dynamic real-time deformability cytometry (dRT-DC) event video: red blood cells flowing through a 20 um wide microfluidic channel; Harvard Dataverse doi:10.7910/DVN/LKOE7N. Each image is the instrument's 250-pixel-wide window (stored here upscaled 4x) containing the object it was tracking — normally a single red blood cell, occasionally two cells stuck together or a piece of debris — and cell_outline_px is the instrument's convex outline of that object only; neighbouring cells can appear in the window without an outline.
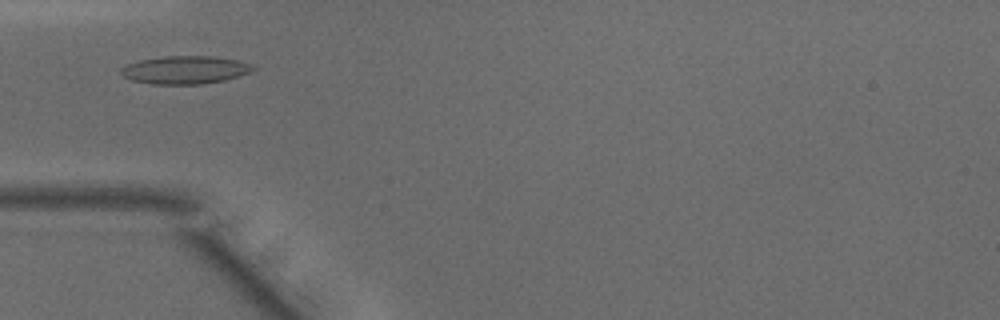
{"species": "common noctule bat (a hibernating species)", "species_latin": "Nyctalus noctula", "temperature_condition": "warm", "stored_images_in_passage": 39, "camera_frame_rate_fps": 3000, "um_per_image_px": 0.085, "animal": {"sex": "male", "body_mass_g": 15.6}, "frame": {"image": 1, "passage_image": 6, "time_ms": 1.667, "image_size_px": [1000, 320], "cell_outline_px": [[256, 68], [252, 72], [224, 80], [200, 84], [152, 84], [132, 80], [124, 76], [120, 72], [120, 68], [128, 64], [140, 60], [164, 56], [212, 56], [236, 60], [252, 64]], "centroid_in_image_um": [15.74, 5.94], "position_along_channel_um": 69.3, "area_um2": 21.44}}
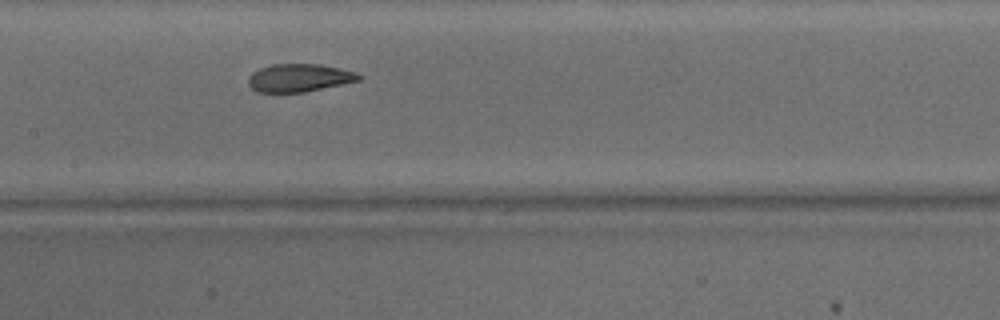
{"frame": {"image": 2, "passage_image": 14, "time_ms": 4.333, "image_size_px": [1000, 320], "cell_outline_px": [[364, 76], [360, 80], [344, 84], [304, 92], [256, 92], [248, 84], [248, 76], [252, 72], [260, 68], [272, 64], [324, 64], [356, 72]], "centroid_in_image_um": [25.45, 6.61], "position_along_channel_um": 181.9, "area_um2": 18.21}}
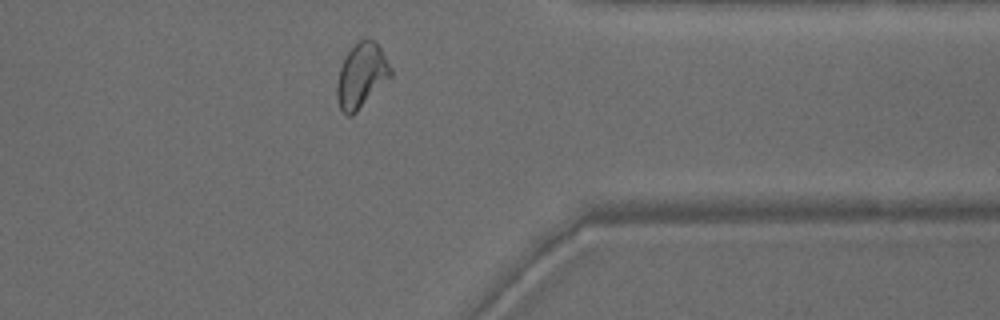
{"frame": {"image": 3, "passage_image": 29, "time_ms": 9.333, "image_size_px": [1000, 320], "cell_outline_px": [[392, 76], [352, 116], [348, 116], [340, 108], [336, 100], [336, 84], [340, 68], [348, 52], [360, 40], [368, 36], [380, 48], [392, 68]], "centroid_in_image_um": [30.72, 6.43], "position_along_channel_um": 380.7, "area_um2": 20.06}, "authors_computed_cell_mechanics": {"area_um2": 19.8832, "velocity_mm_per_s": 4.1859, "shape_relaxation_time_tau1_ms": 6.2088, "shape_relaxation_time_tau2_ms": 0.7831, "deformation_change_tau1": 0.1767, "deformation_change_tau2": 0.0594}}